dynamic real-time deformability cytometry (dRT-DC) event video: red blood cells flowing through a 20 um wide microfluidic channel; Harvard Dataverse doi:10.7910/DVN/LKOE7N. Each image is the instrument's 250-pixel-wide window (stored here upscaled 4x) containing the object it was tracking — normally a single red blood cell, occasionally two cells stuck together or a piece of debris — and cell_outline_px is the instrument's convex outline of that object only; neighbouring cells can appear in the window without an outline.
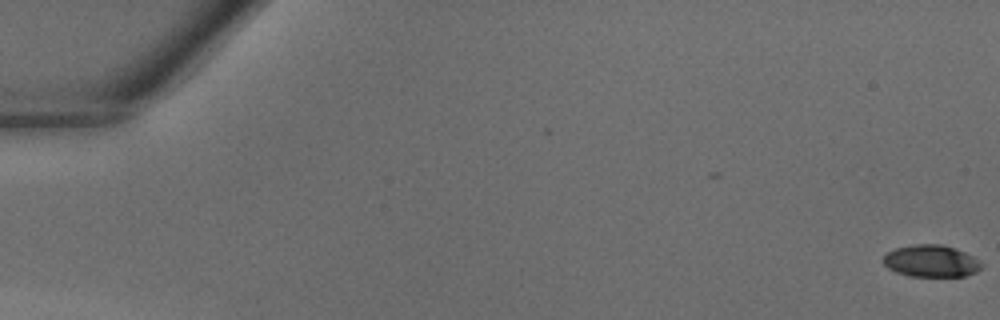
{"species": "common noctule bat (a hibernating species)", "species_latin": "Nyctalus noctula", "temperature_condition": "warm", "stored_images_in_passage": 42, "camera_frame_rate_fps": 3000, "um_per_image_px": 0.085, "animal": {"sex": "male", "body_mass_g": 18.8}, "frame": {"image": 1, "passage_image": 1, "time_ms": 0.0, "image_size_px": [1000, 320], "cell_outline_px": [[984, 264], [976, 272], [964, 276], [908, 276], [896, 272], [888, 268], [884, 264], [884, 256], [888, 252], [896, 248], [916, 244], [940, 244], [964, 252], [980, 260]], "centroid_in_image_um": [79.16, 22.19], "position_along_channel_um": 5.8, "area_um2": 18.15}}
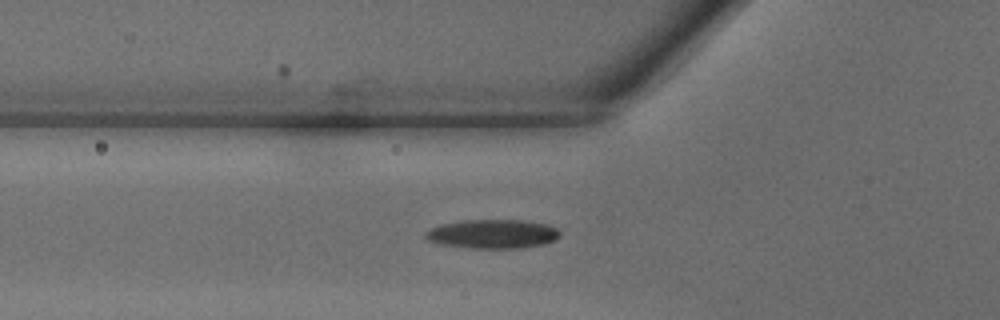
{"frame": {"image": 2, "passage_image": 16, "time_ms": 5.0, "image_size_px": [1000, 320], "cell_outline_px": [[560, 236], [556, 240], [544, 244], [516, 248], [464, 248], [440, 244], [428, 240], [424, 236], [424, 232], [440, 224], [464, 220], [524, 220], [548, 224], [556, 228], [560, 232]], "centroid_in_image_um": [41.87, 19.88], "position_along_channel_um": 83.9, "area_um2": 22.89}}
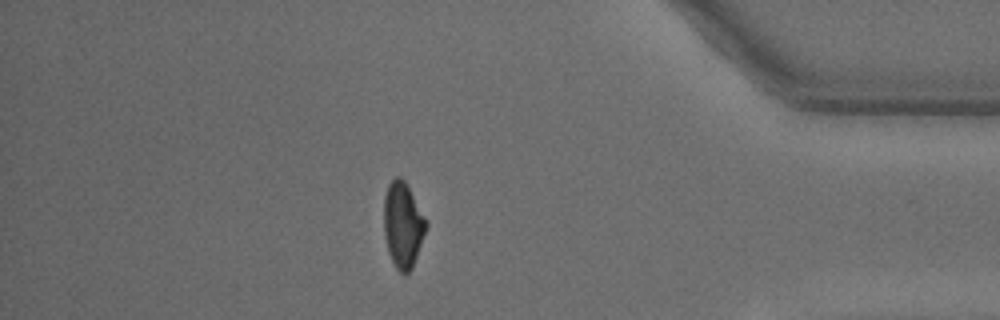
{"frame": {"image": 3, "passage_image": 37, "time_ms": 12.0, "image_size_px": [1000, 320], "cell_outline_px": [[428, 224], [412, 268], [404, 276], [396, 268], [388, 252], [384, 236], [384, 196], [388, 184], [396, 176], [400, 176], [404, 180], [428, 220]], "centroid_in_image_um": [34.25, 19.11], "position_along_channel_um": 401.0, "area_um2": 21.15}}